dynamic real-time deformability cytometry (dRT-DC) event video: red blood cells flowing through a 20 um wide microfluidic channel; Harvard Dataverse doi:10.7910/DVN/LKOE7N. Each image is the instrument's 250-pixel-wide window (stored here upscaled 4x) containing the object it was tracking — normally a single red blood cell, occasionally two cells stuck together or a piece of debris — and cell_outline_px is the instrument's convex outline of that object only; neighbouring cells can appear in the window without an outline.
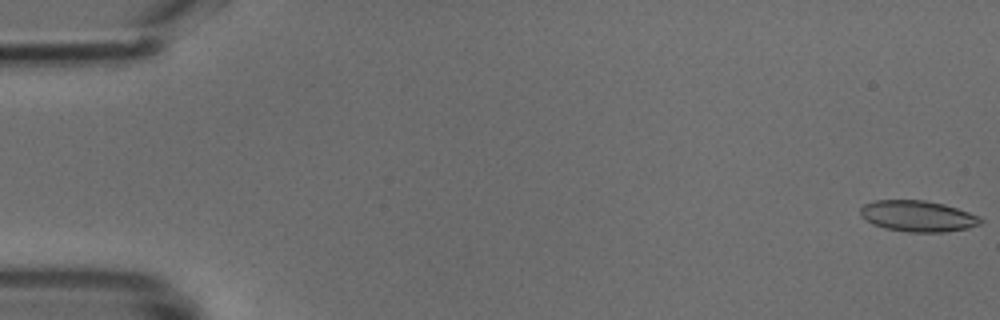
{"species": "common noctule bat (a hibernating species)", "species_latin": "Nyctalus noctula", "temperature_condition": "cold", "stored_images_in_passage": 13, "camera_frame_rate_fps": 3000, "um_per_image_px": 0.085, "animal": {"sex": "male", "body_mass_g": 18.8}, "frame": {"image": 1, "passage_image": 1, "time_ms": 0.0, "image_size_px": [1000, 320], "cell_outline_px": [[984, 220], [980, 224], [968, 228], [944, 232], [908, 232], [884, 228], [872, 224], [860, 216], [860, 208], [864, 204], [876, 200], [924, 200], [944, 204], [980, 216]], "centroid_in_image_um": [78.0, 18.37], "position_along_channel_um": 7.0, "area_um2": 21.85}}